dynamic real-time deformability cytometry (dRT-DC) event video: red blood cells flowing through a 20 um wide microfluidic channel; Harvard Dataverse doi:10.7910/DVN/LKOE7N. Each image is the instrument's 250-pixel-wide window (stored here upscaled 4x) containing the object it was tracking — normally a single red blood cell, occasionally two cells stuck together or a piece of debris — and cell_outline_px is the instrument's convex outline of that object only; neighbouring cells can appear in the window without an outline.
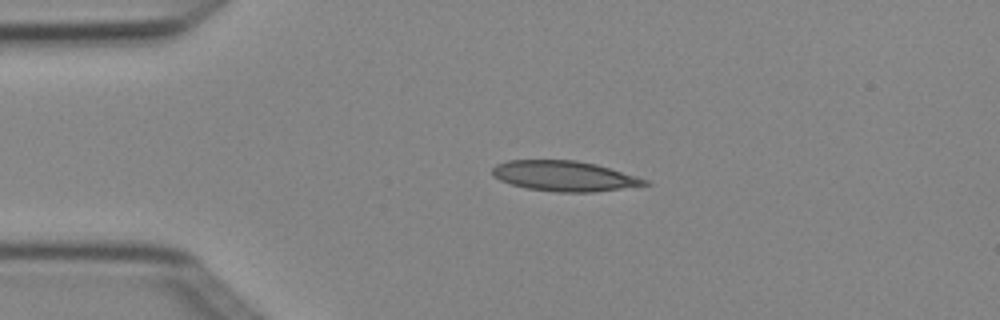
{"species": "Egyptian fruit bat (a non-hibernating species)", "species_latin": "Rousettus aegyptiacus", "temperature_condition": "cold", "stored_images_in_passage": 3, "camera_frame_rate_fps": 3000, "um_per_image_px": 0.085, "animal": {"sex": "female"}, "frame": {"image": 1, "passage_image": 2, "time_ms": 0.333, "image_size_px": [1000, 320], "cell_outline_px": [[652, 184], [592, 192], [556, 192], [528, 188], [512, 184], [500, 180], [492, 176], [492, 168], [496, 164], [508, 160], [576, 160], [596, 164], [636, 176], [648, 180]], "centroid_in_image_um": [47.95, 14.95], "position_along_channel_um": 37.1, "area_um2": 26.76}}